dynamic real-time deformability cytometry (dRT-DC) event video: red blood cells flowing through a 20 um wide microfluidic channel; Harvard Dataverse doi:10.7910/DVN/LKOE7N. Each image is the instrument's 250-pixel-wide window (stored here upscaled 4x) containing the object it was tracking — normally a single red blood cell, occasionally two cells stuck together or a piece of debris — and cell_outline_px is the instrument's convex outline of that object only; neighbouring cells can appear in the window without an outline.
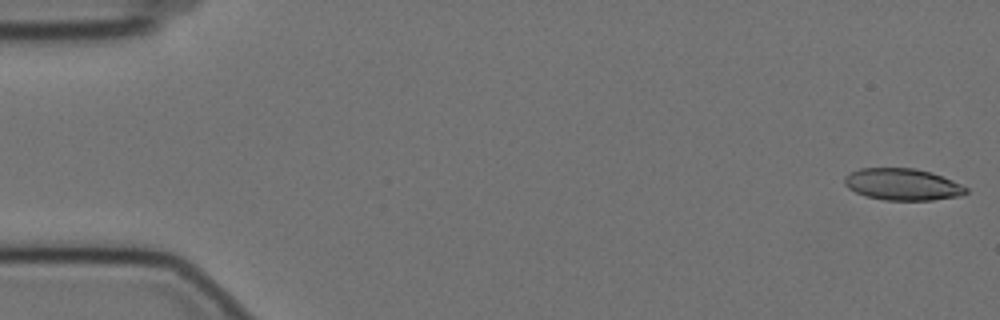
{"species": "Egyptian fruit bat (a non-hibernating species)", "species_latin": "Rousettus aegyptiacus", "temperature_condition": "cold", "stored_images_in_passage": 58, "camera_frame_rate_fps": 3000, "um_per_image_px": 0.085, "animal": {"sex": "female"}, "frame": {"image": 1, "passage_image": 1, "time_ms": 0.0, "image_size_px": [1000, 320], "cell_outline_px": [[968, 192], [960, 196], [932, 200], [884, 200], [864, 196], [848, 188], [844, 184], [844, 176], [860, 168], [916, 168], [932, 172], [952, 180], [968, 188]], "centroid_in_image_um": [76.71, 15.67], "position_along_channel_um": 8.3, "area_um2": 22.6}}
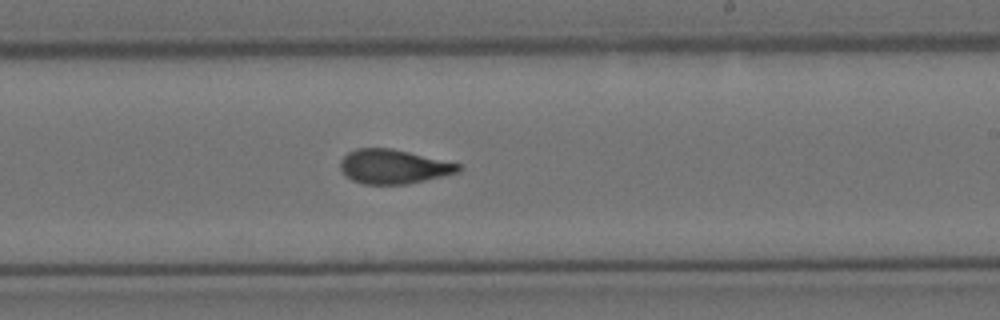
{"frame": {"image": 2, "passage_image": 34, "time_ms": 11.0, "image_size_px": [1000, 320], "cell_outline_px": [[460, 172], [408, 184], [364, 184], [352, 180], [340, 168], [340, 160], [348, 152], [356, 148], [392, 148], [460, 164]], "centroid_in_image_um": [33.44, 14.16], "position_along_channel_um": 255.6, "area_um2": 23.41}}
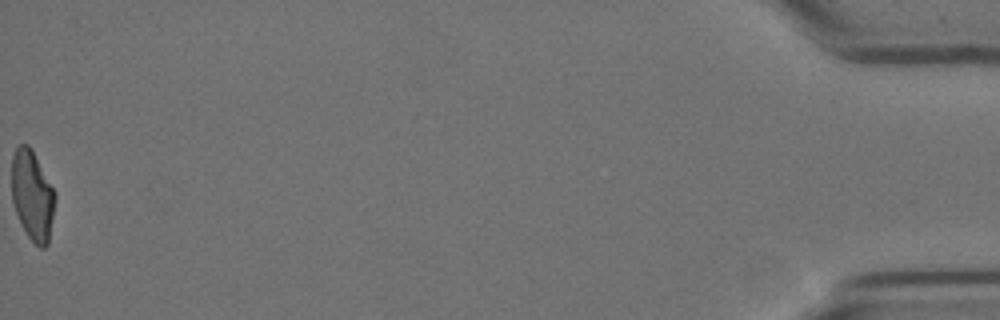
{"frame": {"image": 3, "passage_image": 58, "time_ms": 19.0, "image_size_px": [1000, 320], "cell_outline_px": [[56, 196], [48, 244], [44, 248], [40, 248], [28, 236], [16, 212], [12, 200], [12, 156], [16, 148], [20, 144], [28, 144], [32, 148], [56, 192]], "centroid_in_image_um": [2.76, 16.57], "position_along_channel_um": 432.4, "area_um2": 22.72}, "authors_computed_cell_mechanics": {"area_um2": 23.698, "velocity_mm_per_s": 3.484, "shape_relaxation_time_tau1_ms": null, "shape_relaxation_time_tau2_ms": 2.21, "deformation_change_tau1": null, "deformation_change_tau2": 0.0914}}